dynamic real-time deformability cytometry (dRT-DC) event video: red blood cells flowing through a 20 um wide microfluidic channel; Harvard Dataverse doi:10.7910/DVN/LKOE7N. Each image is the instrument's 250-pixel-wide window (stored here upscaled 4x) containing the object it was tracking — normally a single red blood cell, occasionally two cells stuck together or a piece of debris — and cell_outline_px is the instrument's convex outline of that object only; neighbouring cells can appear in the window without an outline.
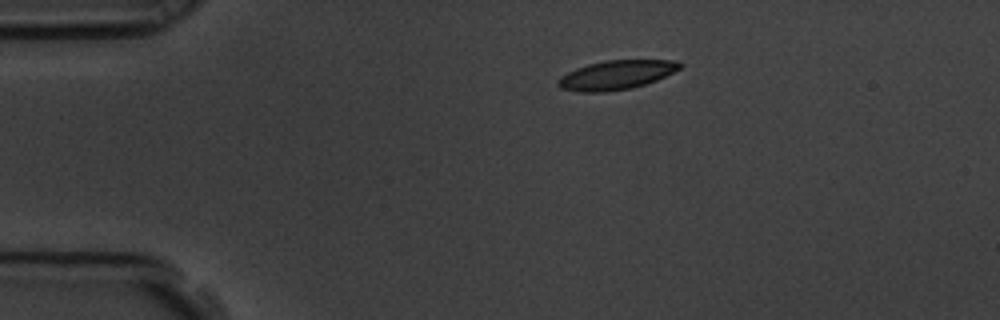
{"species": "common noctule bat (a hibernating species)", "species_latin": "Nyctalus noctula", "temperature_condition": "room temperature", "stored_images_in_passage": 4, "camera_frame_rate_fps": 3000, "um_per_image_px": 0.085, "animal": {"sex": "male", "body_mass_g": 19.5, "forearm_length_mm": 54.6}, "frame": {"image": 1, "passage_image": 1, "time_ms": 0.0, "image_size_px": [1000, 320], "cell_outline_px": [[684, 64], [680, 68], [656, 80], [632, 88], [604, 92], [580, 92], [560, 88], [556, 84], [556, 80], [560, 76], [576, 68], [588, 64], [604, 60], [680, 60]], "centroid_in_image_um": [52.36, 6.36], "position_along_channel_um": 32.6, "area_um2": 20.75}}
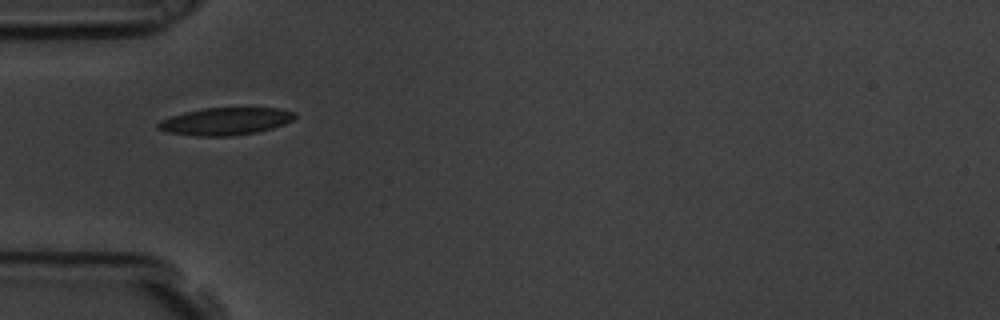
{"frame": {"image": 2, "passage_image": 3, "time_ms": 0.667, "image_size_px": [1000, 320], "cell_outline_px": [[296, 116], [292, 120], [284, 124], [272, 128], [256, 132], [228, 136], [196, 136], [168, 132], [156, 128], [156, 124], [160, 120], [184, 112], [204, 108], [280, 108], [296, 112]], "centroid_in_image_um": [19.16, 10.31], "position_along_channel_um": 65.8, "area_um2": 21.79}}
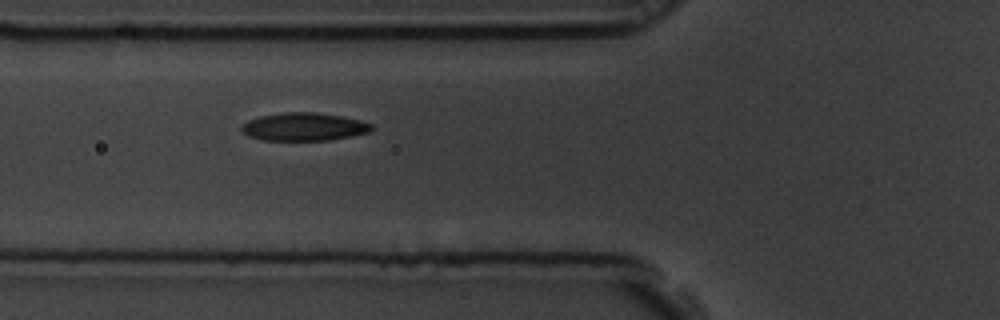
{"frame": {"image": 3, "passage_image": 4, "time_ms": 1.0, "image_size_px": [1000, 320], "cell_outline_px": [[376, 128], [368, 132], [328, 140], [264, 140], [248, 136], [240, 128], [248, 120], [260, 116], [284, 112], [312, 112], [344, 116], [360, 120], [372, 124]], "centroid_in_image_um": [25.85, 10.77], "position_along_channel_um": 99.9, "area_um2": 21.1}}